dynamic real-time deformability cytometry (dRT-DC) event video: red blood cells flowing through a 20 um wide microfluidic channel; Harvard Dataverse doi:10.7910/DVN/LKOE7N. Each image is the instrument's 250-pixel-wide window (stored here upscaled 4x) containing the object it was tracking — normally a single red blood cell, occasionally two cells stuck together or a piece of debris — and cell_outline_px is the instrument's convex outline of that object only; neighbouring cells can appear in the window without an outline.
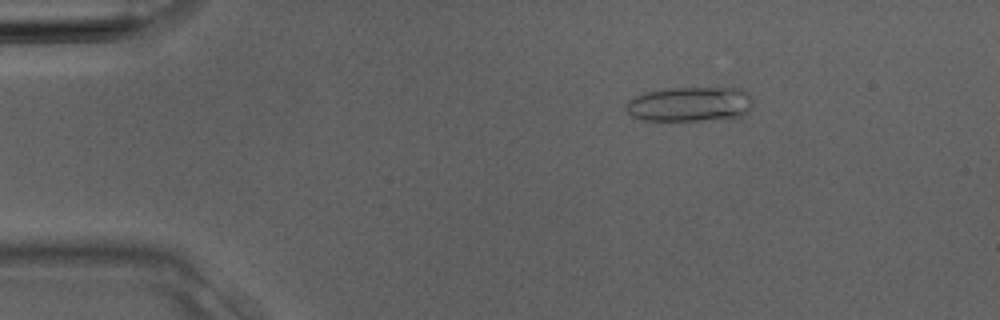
{"species": "Egyptian fruit bat (a non-hibernating species)", "species_latin": "Rousettus aegyptiacus", "temperature_condition": "room temperature", "stored_images_in_passage": 2, "camera_frame_rate_fps": 3000, "um_per_image_px": 0.085, "animal": {"sex": "male"}, "frame": {"image": 1, "passage_image": 1, "time_ms": 0.0, "image_size_px": [1000, 320], "cell_outline_px": [[752, 100], [748, 108], [740, 116], [704, 120], [644, 120], [632, 116], [624, 108], [624, 104], [628, 100], [636, 96], [648, 92], [668, 88], [740, 88], [748, 92]], "centroid_in_image_um": [58.59, 8.84], "position_along_channel_um": 26.4, "area_um2": 25.37}}